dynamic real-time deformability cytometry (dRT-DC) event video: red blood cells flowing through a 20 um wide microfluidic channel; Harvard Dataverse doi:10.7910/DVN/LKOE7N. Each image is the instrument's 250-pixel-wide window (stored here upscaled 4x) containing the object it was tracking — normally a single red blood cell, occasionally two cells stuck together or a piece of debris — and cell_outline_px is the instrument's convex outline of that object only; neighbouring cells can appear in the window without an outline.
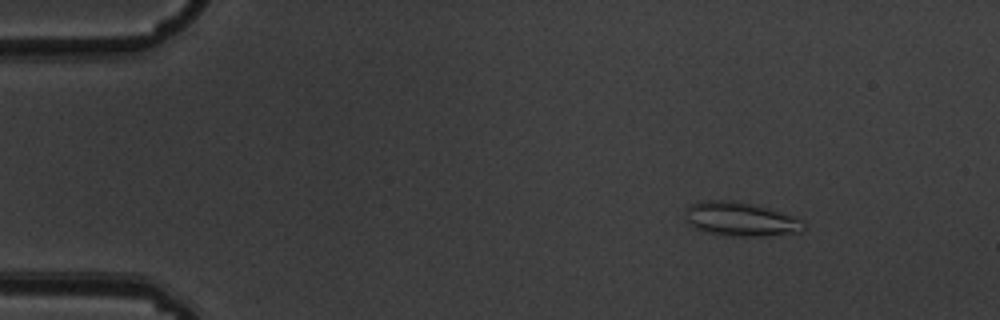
{"species": "common noctule bat (a hibernating species)", "species_latin": "Nyctalus noctula", "temperature_condition": "warm", "stored_images_in_passage": 4, "camera_frame_rate_fps": 3000, "um_per_image_px": 0.085, "animal": {"sex": "male", "body_mass_g": 19.5, "forearm_length_mm": 54.6}, "frame": {"image": 1, "passage_image": 2, "time_ms": 0.333, "image_size_px": [1000, 320], "cell_outline_px": [[804, 228], [800, 232], [764, 236], [724, 236], [696, 228], [688, 224], [684, 216], [684, 212], [692, 204], [700, 200], [736, 200], [768, 208], [804, 220]], "centroid_in_image_um": [62.92, 18.62], "position_along_channel_um": 22.1, "area_um2": 23.52}}